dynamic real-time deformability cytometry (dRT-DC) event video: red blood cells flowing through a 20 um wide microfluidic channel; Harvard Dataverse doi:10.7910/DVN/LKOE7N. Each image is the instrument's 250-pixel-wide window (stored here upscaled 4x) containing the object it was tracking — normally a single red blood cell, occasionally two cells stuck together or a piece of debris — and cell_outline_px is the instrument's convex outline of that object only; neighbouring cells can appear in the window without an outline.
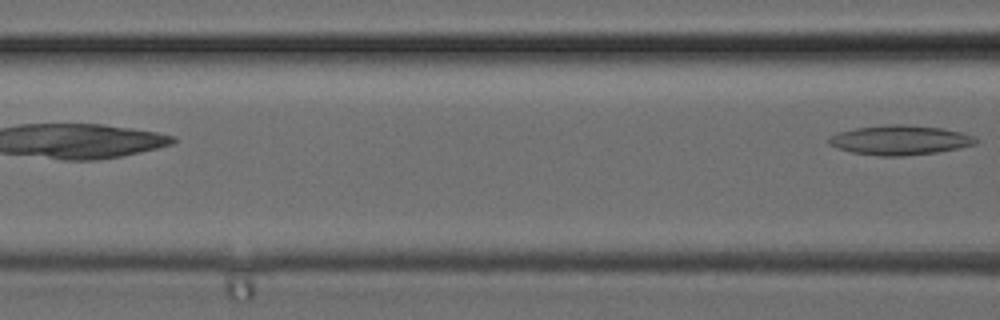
{"species": "common noctule bat (a hibernating species)", "species_latin": "Nyctalus noctula", "temperature_condition": "cold", "stored_images_in_passage": 12, "segment_of_instrument_passage": [2, 2], "camera_frame_rate_fps": 3000, "um_per_image_px": 0.085, "animal": {"sex": "female", "body_mass_g": 24.6, "forearm_length_mm": 56.2}, "frame": {"image": 1, "passage_image": 12, "time_ms": 3.667, "image_size_px": [1000, 320], "cell_outline_px": [[980, 140], [976, 144], [936, 152], [904, 156], [880, 156], [852, 152], [836, 148], [828, 144], [828, 136], [840, 132], [856, 128], [884, 124], [904, 124], [944, 128], [976, 136]], "centroid_in_image_um": [76.49, 11.9], "position_along_channel_um": 90.1, "area_um2": 25.49}}